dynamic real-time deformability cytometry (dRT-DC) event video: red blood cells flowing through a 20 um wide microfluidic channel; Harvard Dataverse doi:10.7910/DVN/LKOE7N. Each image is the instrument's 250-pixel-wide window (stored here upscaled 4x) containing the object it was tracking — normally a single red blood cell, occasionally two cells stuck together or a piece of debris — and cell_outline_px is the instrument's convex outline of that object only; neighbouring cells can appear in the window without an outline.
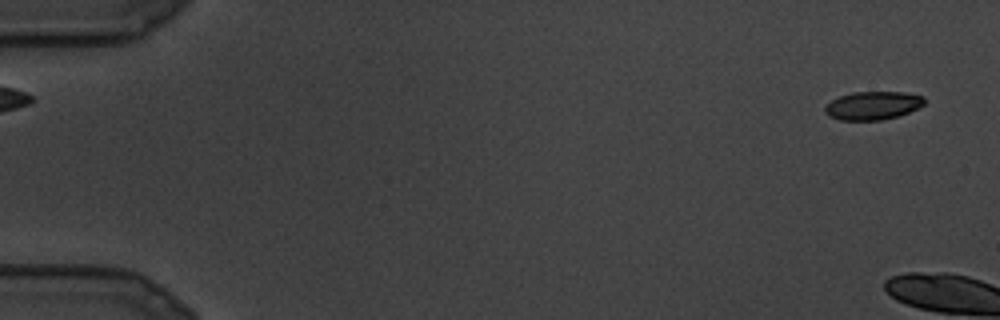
{"species": "common noctule bat (a hibernating species)", "species_latin": "Nyctalus noctula", "temperature_condition": "cold", "stored_images_in_passage": 4, "camera_frame_rate_fps": 3000, "um_per_image_px": 0.085, "animal": {"sex": "male", "body_mass_g": 19.5, "forearm_length_mm": 54.6}, "frame": {"image": 1, "passage_image": 2, "time_ms": 0.333, "image_size_px": [1000, 320], "cell_outline_px": [[924, 104], [908, 112], [896, 116], [880, 120], [840, 120], [828, 116], [824, 112], [824, 108], [832, 100], [840, 96], [852, 92], [904, 92], [924, 96]], "centroid_in_image_um": [74.16, 8.97], "position_along_channel_um": 10.8, "area_um2": 16.24}}